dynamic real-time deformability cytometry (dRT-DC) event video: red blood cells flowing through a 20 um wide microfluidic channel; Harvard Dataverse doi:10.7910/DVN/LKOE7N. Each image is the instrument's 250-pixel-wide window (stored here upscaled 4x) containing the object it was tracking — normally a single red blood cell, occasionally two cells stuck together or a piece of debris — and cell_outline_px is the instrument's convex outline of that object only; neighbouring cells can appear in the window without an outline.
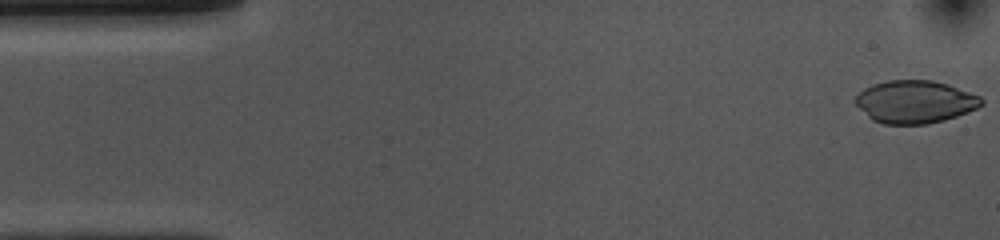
{"species": "common noctule bat (a hibernating species)", "species_latin": "Nyctalus noctula", "temperature_condition": "cold", "stored_images_in_passage": 52, "camera_frame_rate_fps": 3000, "um_per_image_px": 0.085, "animal": {"sex": "female", "body_mass_g": 10.0, "forearm_length_mm": 53.1}, "frame": {"image": 1, "passage_image": 1, "time_ms": 0.0, "image_size_px": [1000, 240], "cell_outline_px": [[984, 104], [968, 112], [944, 120], [928, 124], [884, 124], [872, 120], [856, 104], [856, 96], [864, 88], [872, 84], [888, 80], [932, 80], [948, 84], [980, 96], [984, 100]], "centroid_in_image_um": [77.79, 8.65], "position_along_channel_um": 7.2, "area_um2": 31.33}}